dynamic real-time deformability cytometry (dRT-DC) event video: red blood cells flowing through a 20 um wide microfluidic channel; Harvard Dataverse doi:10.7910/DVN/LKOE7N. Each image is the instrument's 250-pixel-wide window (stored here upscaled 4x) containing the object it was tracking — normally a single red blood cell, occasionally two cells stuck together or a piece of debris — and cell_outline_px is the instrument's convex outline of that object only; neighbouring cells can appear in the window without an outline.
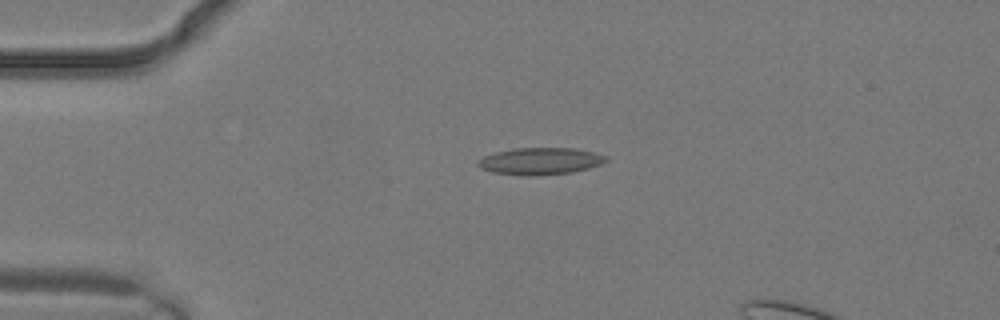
{"species": "common noctule bat (a hibernating species)", "species_latin": "Nyctalus noctula", "temperature_condition": "warm", "stored_images_in_passage": 3, "camera_frame_rate_fps": 3000, "um_per_image_px": 0.085, "animal": {"sex": "male", "body_mass_g": 19.2, "forearm_length_mm": 51.8}, "frame": {"image": 1, "passage_image": 2, "time_ms": 0.333, "image_size_px": [1000, 320], "cell_outline_px": [[608, 160], [600, 164], [588, 168], [572, 172], [536, 176], [524, 176], [492, 172], [480, 168], [476, 164], [476, 160], [484, 156], [496, 152], [512, 148], [576, 148], [608, 156]], "centroid_in_image_um": [45.88, 13.7], "position_along_channel_um": 39.1, "area_um2": 20.29}}